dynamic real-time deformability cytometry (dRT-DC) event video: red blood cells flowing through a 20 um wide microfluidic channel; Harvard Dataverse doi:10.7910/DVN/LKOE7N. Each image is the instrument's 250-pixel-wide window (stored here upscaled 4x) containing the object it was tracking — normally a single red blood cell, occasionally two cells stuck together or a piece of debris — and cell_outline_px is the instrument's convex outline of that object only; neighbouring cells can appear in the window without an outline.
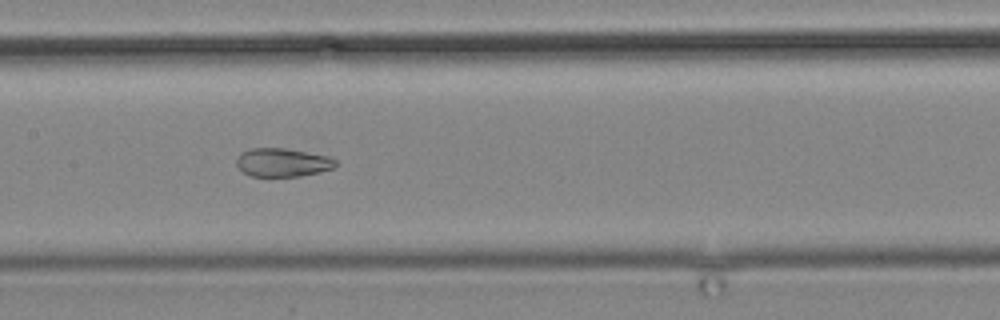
{"species": "common noctule bat (a hibernating species)", "species_latin": "Nyctalus noctula", "temperature_condition": "cold", "stored_images_in_passage": 15, "camera_frame_rate_fps": 3000, "um_per_image_px": 0.085, "animal": {"sex": "male", "body_mass_g": 19.2, "forearm_length_mm": 51.8}, "frame": {"image": 1, "passage_image": 13, "time_ms": 14.667, "image_size_px": [1000, 320], "cell_outline_px": [[336, 164], [332, 168], [300, 176], [252, 176], [244, 172], [236, 164], [236, 156], [240, 152], [248, 148], [284, 148], [328, 156], [336, 160]], "centroid_in_image_um": [23.95, 13.79], "position_along_channel_um": 183.4, "area_um2": 16.3}}
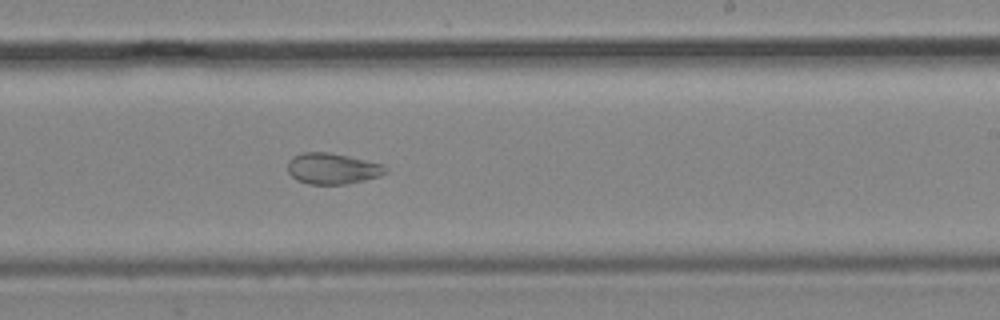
{"frame": {"image": 2, "passage_image": 15, "time_ms": 17.0, "image_size_px": [1000, 320], "cell_outline_px": [[388, 172], [380, 176], [348, 184], [308, 184], [296, 180], [288, 172], [288, 160], [292, 156], [300, 152], [328, 152], [348, 156], [384, 164], [388, 168]], "centroid_in_image_um": [28.26, 14.32], "position_along_channel_um": 260.7, "area_um2": 17.92}}